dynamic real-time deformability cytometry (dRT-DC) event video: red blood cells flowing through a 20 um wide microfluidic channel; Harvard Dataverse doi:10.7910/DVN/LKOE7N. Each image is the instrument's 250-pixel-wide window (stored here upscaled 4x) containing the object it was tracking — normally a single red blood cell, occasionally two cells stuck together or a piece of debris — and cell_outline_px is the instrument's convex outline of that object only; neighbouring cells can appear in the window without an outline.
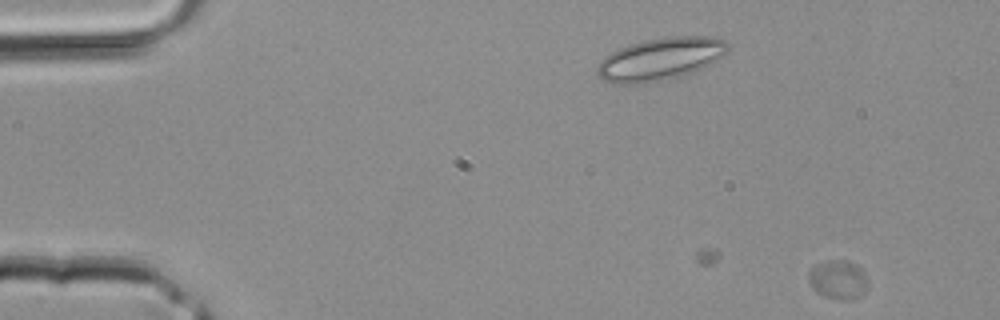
{"species": "common noctule bat (a hibernating species)", "species_latin": "Nyctalus noctula", "temperature_condition": "room temperature", "stored_images_in_passage": 15, "segment_of_instrument_passage": [1, 2], "camera_frame_rate_fps": 3000, "um_per_image_px": 0.085, "animal": {"sex": "male", "body_mass_g": 20.4}, "frame": {"image": 1, "passage_image": 1, "time_ms": 0.0, "image_size_px": [1000, 320], "cell_outline_px": [[868, 288], [860, 296], [824, 296], [816, 292], [812, 288], [808, 280], [808, 272], [816, 264], [832, 260], [848, 260], [856, 264], [868, 276]], "centroid_in_image_um": [71.25, 23.7], "position_along_channel_um": 13.8, "area_um2": 13.06}}
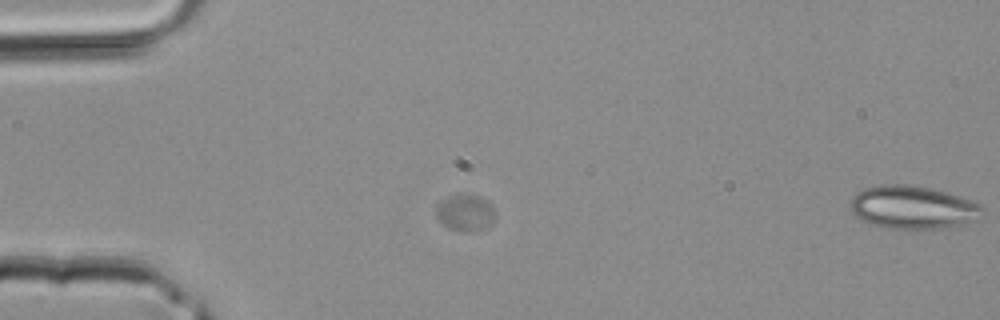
{"frame": {"image": 2, "passage_image": 13, "time_ms": 4.0, "image_size_px": [1000, 320], "cell_outline_px": [[496, 216], [492, 224], [484, 228], [468, 232], [448, 228], [440, 224], [436, 216], [436, 204], [440, 200], [448, 196], [468, 192], [472, 192], [488, 200], [492, 204], [496, 212]], "centroid_in_image_um": [39.56, 18.04], "position_along_channel_um": 45.4, "area_um2": 13.29}}